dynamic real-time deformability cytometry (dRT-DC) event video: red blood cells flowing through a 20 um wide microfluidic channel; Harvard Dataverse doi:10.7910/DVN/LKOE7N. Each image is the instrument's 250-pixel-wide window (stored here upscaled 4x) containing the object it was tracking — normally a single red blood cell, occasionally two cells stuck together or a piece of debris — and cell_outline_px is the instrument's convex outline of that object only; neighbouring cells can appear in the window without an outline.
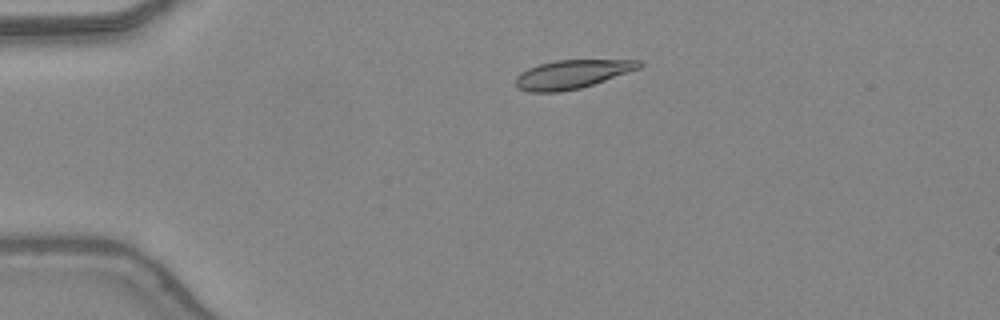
{"species": "common noctule bat (a hibernating species)", "species_latin": "Nyctalus noctula", "temperature_condition": "warm", "stored_images_in_passage": 13, "camera_frame_rate_fps": 3000, "um_per_image_px": 0.085, "animal": {"sex": "female", "body_mass_g": 24.6, "forearm_length_mm": 56.2}, "frame": {"image": 1, "passage_image": 9, "time_ms": 2.667, "image_size_px": [1000, 320], "cell_outline_px": [[644, 64], [640, 68], [580, 88], [560, 92], [528, 92], [516, 88], [516, 76], [520, 72], [528, 68], [540, 64], [556, 60], [640, 60]], "centroid_in_image_um": [48.58, 6.31], "position_along_channel_um": 36.4, "area_um2": 20.52}}